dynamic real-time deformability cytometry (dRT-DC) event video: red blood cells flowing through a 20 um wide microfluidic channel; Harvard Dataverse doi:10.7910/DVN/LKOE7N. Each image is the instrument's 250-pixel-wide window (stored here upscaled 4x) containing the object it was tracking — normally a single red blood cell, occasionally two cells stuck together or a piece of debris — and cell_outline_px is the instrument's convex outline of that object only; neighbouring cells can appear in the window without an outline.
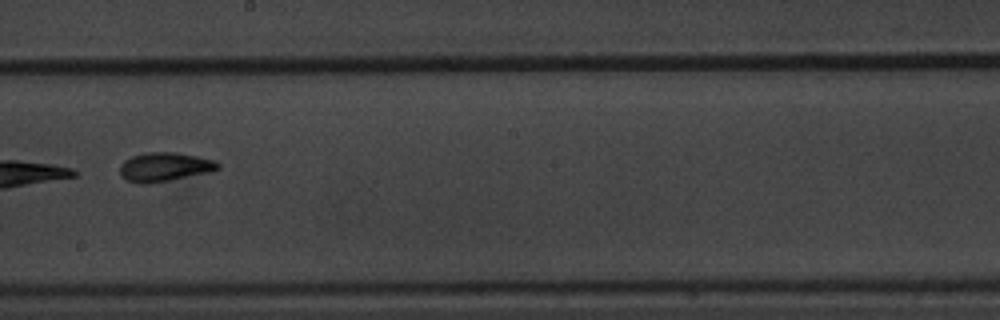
{"species": "common noctule bat (a hibernating species)", "species_latin": "Nyctalus noctula", "temperature_condition": "warm", "stored_images_in_passage": 9, "camera_frame_rate_fps": 3000, "um_per_image_px": 0.085, "animal": {"sex": "male", "body_mass_g": 20.1, "forearm_length_mm": 53.5}, "frame": {"image": 1, "passage_image": 7, "time_ms": 2.0, "image_size_px": [1000, 320], "cell_outline_px": [[220, 168], [212, 172], [148, 184], [140, 184], [128, 180], [120, 176], [120, 164], [124, 160], [132, 156], [144, 152], [176, 152], [216, 160], [220, 164]], "centroid_in_image_um": [14.0, 14.18], "position_along_channel_um": 234.2, "area_um2": 16.76}}